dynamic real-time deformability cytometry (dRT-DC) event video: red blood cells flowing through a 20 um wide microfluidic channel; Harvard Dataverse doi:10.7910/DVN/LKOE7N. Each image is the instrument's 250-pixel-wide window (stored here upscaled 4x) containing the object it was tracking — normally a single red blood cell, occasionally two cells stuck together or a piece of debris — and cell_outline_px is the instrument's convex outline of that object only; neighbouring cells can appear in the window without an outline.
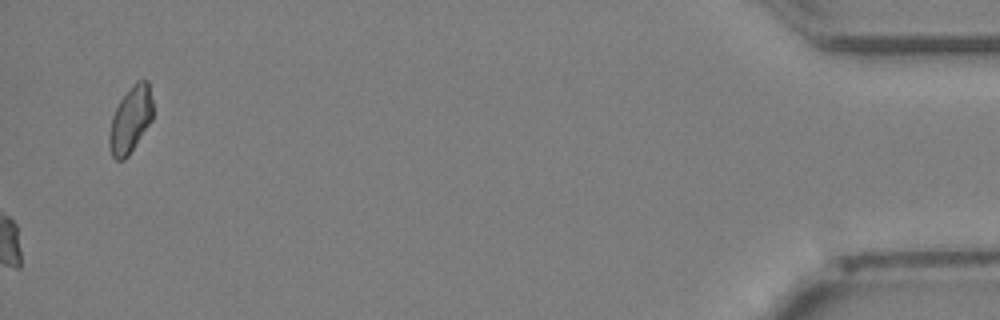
{"species": "Egyptian fruit bat (a non-hibernating species)", "species_latin": "Rousettus aegyptiacus", "temperature_condition": "cold", "stored_images_in_passage": 30, "camera_frame_rate_fps": 3000, "um_per_image_px": 0.085, "animal": {"sex": "female"}, "frame": {"image": 1, "passage_image": 30, "time_ms": 9.667, "image_size_px": [1000, 320], "cell_outline_px": [[152, 120], [128, 156], [124, 160], [116, 160], [112, 156], [108, 144], [108, 136], [112, 116], [120, 100], [136, 80], [148, 80], [152, 100]], "centroid_in_image_um": [11.08, 10.18], "position_along_channel_um": 424.1, "area_um2": 16.82}}